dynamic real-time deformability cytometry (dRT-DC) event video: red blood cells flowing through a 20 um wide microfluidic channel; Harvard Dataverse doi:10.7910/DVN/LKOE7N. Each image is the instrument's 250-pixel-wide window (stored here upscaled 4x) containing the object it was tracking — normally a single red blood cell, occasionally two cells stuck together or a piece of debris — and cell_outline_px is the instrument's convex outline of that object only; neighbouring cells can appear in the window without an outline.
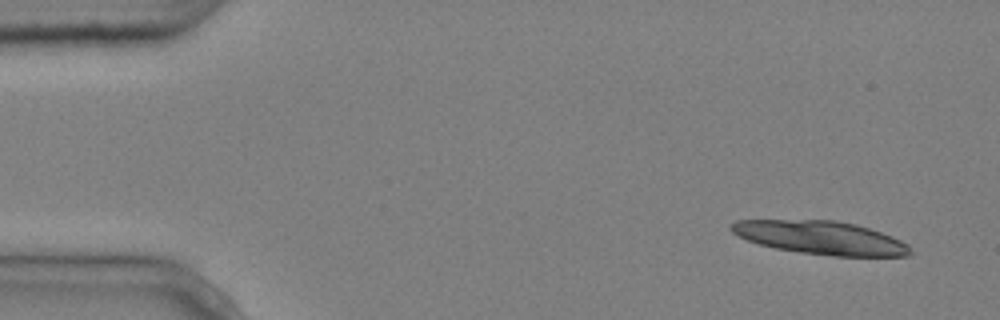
{"species": "common noctule bat (a hibernating species)", "species_latin": "Nyctalus noctula", "temperature_condition": "cold", "stored_images_in_passage": 7, "camera_frame_rate_fps": 3000, "um_per_image_px": 0.085, "animal": {"sex": "male", "body_mass_g": 20.4}, "frame": {"image": 1, "passage_image": 1, "time_ms": 0.0, "image_size_px": [1000, 320], "cell_outline_px": [[912, 252], [908, 256], [832, 256], [800, 252], [776, 248], [760, 244], [748, 240], [732, 232], [728, 228], [728, 224], [736, 220], [836, 220], [856, 224], [892, 236], [908, 244]], "centroid_in_image_um": [69.75, 20.2], "position_along_channel_um": 15.2, "area_um2": 34.74}}
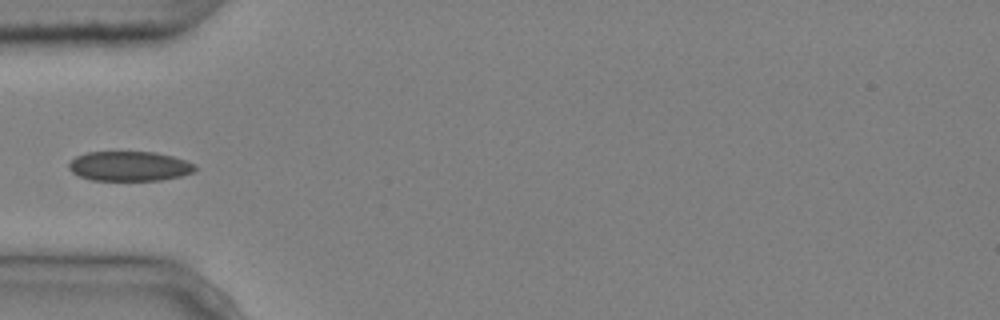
{"frame": {"image": 2, "passage_image": 5, "time_ms": 1.333, "image_size_px": [1000, 320], "cell_outline_px": [[196, 172], [180, 176], [160, 180], [92, 180], [80, 176], [72, 172], [68, 168], [68, 164], [76, 156], [88, 152], [156, 152], [172, 156], [196, 164]], "centroid_in_image_um": [11.02, 14.12], "position_along_channel_um": 74.0, "area_um2": 21.85}}